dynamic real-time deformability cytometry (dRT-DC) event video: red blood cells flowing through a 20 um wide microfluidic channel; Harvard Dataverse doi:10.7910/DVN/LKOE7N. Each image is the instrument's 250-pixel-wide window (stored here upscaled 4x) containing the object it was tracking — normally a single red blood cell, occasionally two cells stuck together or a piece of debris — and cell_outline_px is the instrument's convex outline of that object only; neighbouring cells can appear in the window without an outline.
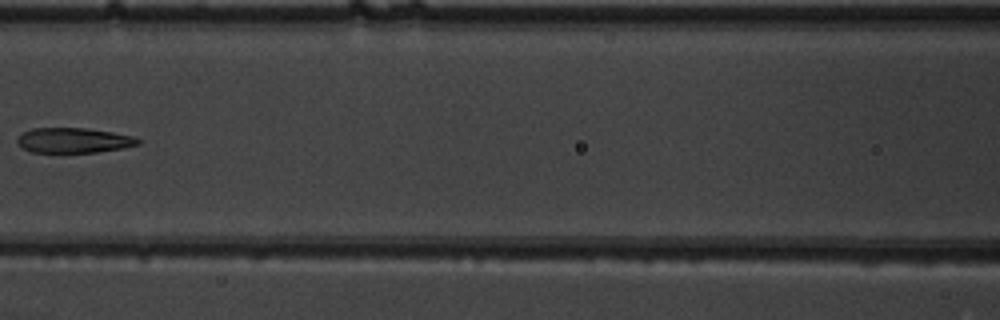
{"species": "common noctule bat (a hibernating species)", "species_latin": "Nyctalus noctula", "temperature_condition": "warm", "stored_images_in_passage": 4, "camera_frame_rate_fps": 3000, "um_per_image_px": 0.085, "animal": {"sex": "male", "body_mass_g": 19.5, "forearm_length_mm": 54.6}, "frame": {"image": 1, "passage_image": 4, "time_ms": 1.0, "image_size_px": [1000, 320], "cell_outline_px": [[140, 144], [124, 148], [96, 152], [32, 152], [20, 148], [16, 140], [24, 132], [32, 128], [88, 128], [136, 136], [140, 140]], "centroid_in_image_um": [6.28, 11.93], "position_along_channel_um": 160.3, "area_um2": 17.74}}